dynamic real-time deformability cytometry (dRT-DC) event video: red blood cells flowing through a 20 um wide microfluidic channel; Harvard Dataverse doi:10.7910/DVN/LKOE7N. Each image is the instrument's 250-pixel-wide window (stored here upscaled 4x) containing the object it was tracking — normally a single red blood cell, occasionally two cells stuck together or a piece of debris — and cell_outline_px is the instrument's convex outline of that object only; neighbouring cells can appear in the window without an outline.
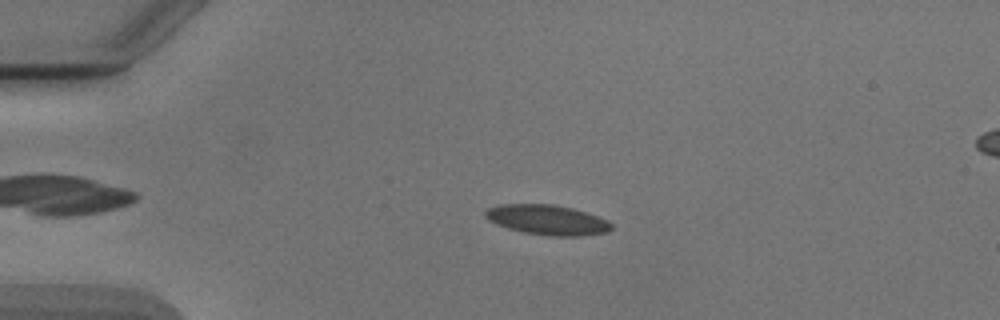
{"species": "Egyptian fruit bat (a non-hibernating species)", "species_latin": "Rousettus aegyptiacus", "temperature_condition": "cold", "stored_images_in_passage": 53, "camera_frame_rate_fps": 3000, "um_per_image_px": 0.085, "animal": {"sex": "male"}, "frame": {"image": 1, "passage_image": 12, "time_ms": 3.667, "image_size_px": [1000, 320], "cell_outline_px": [[612, 228], [608, 232], [580, 236], [548, 236], [524, 232], [508, 228], [496, 224], [488, 220], [484, 216], [484, 212], [488, 208], [500, 204], [552, 204], [572, 208], [608, 220], [612, 224]], "centroid_in_image_um": [46.5, 18.69], "position_along_channel_um": 38.5, "area_um2": 22.02}}
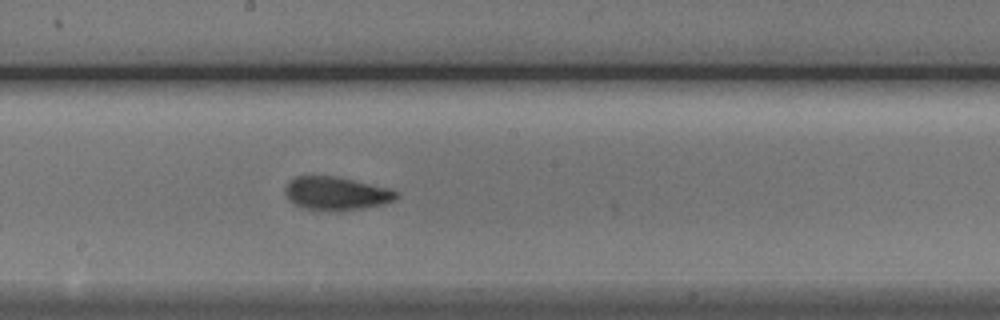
{"frame": {"image": 2, "passage_image": 29, "time_ms": 9.333, "image_size_px": [1000, 320], "cell_outline_px": [[400, 196], [396, 200], [384, 204], [364, 208], [340, 212], [324, 212], [308, 208], [296, 204], [284, 192], [284, 188], [296, 176], [336, 176], [388, 188], [400, 192]], "centroid_in_image_um": [28.65, 16.46], "position_along_channel_um": 219.5, "area_um2": 21.73}}
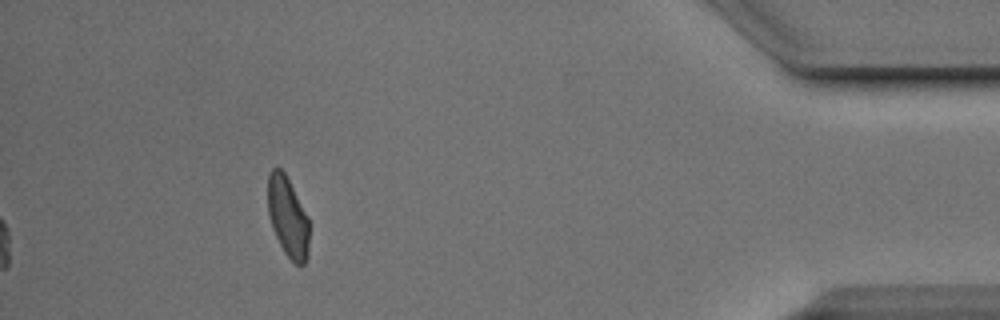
{"frame": {"image": 3, "passage_image": 48, "time_ms": 15.667, "image_size_px": [1000, 320], "cell_outline_px": [[308, 256], [304, 264], [296, 264], [284, 252], [272, 228], [268, 212], [268, 172], [272, 168], [280, 168], [284, 172], [308, 216]], "centroid_in_image_um": [24.45, 18.43], "position_along_channel_um": 410.7, "area_um2": 19.13}, "authors_computed_cell_mechanics": {"area_um2": 21.0392, "velocity_mm_per_s": 3.8821, "shape_relaxation_time_tau1_ms": 4.5781, "shape_relaxation_time_tau2_ms": 1.4237, "deformation_change_tau1": 0.1323, "deformation_change_tau2": 0.0679}}